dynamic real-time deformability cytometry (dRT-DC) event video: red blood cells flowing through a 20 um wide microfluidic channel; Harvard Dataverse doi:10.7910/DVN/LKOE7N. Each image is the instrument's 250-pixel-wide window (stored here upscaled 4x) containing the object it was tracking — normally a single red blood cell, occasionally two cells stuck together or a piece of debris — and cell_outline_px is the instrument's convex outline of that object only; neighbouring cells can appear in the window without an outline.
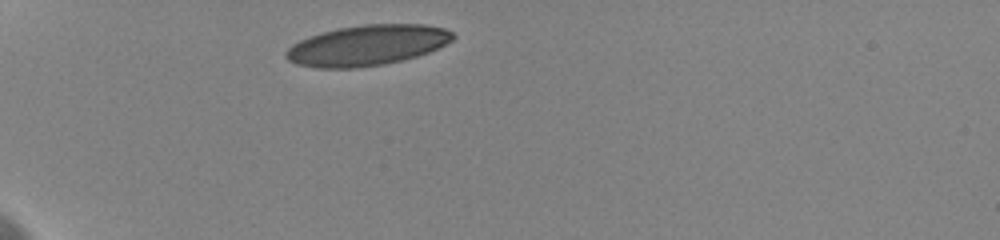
{"species": "human", "species_latin": "Homo sapiens", "temperature_condition": "cold", "stored_images_in_passage": 21, "camera_frame_rate_fps": 3000, "um_per_image_px": 0.085, "donor": {"sex": "female"}, "frame": {"image": 1, "passage_image": 1, "time_ms": 0.0, "image_size_px": [1000, 240], "cell_outline_px": [[456, 36], [452, 40], [428, 52], [404, 60], [384, 64], [356, 68], [316, 68], [296, 64], [288, 60], [284, 56], [284, 52], [292, 44], [308, 36], [340, 28], [364, 24], [424, 24], [444, 28], [452, 32]], "centroid_in_image_um": [31.18, 3.86], "position_along_channel_um": 53.8, "area_um2": 39.36}}
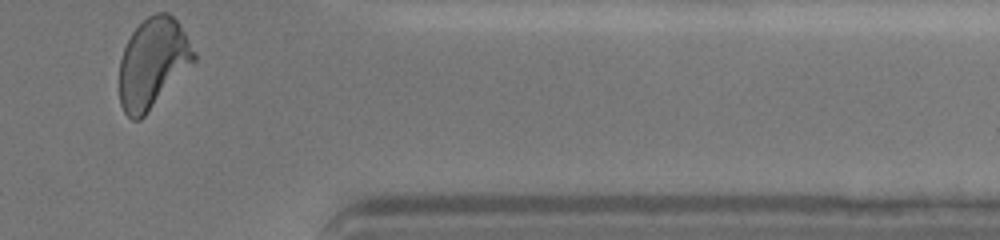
{"frame": {"image": 2, "passage_image": 21, "time_ms": 10.667, "image_size_px": [1000, 240], "cell_outline_px": [[196, 60], [144, 116], [140, 120], [132, 120], [124, 112], [120, 104], [120, 60], [124, 48], [132, 32], [148, 16], [156, 12], [168, 12], [180, 24], [196, 52]], "centroid_in_image_um": [13.0, 5.35], "position_along_channel_um": 398.4, "area_um2": 38.78}, "authors_computed_cell_mechanics": {"area_um2": 38.8416, "velocity_mm_per_s": 3.6038, "shape_relaxation_time_tau1_ms": 5.1275, "shape_relaxation_time_tau2_ms": 0.7928, "deformation_change_tau1": 0.1541, "deformation_change_tau2": 0.0352}}